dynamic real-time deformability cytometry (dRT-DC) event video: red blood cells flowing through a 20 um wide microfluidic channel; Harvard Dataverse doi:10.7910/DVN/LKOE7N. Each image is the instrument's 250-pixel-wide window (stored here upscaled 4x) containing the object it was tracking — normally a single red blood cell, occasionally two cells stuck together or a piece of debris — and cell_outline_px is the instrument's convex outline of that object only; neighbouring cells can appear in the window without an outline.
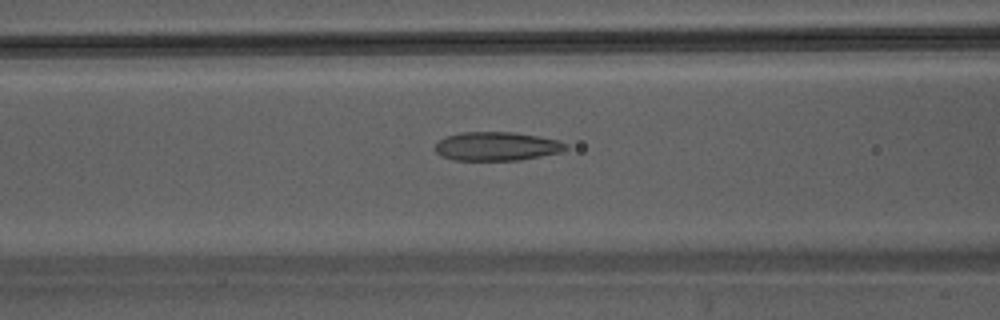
{"species": "Egyptian fruit bat (a non-hibernating species)", "species_latin": "Rousettus aegyptiacus", "temperature_condition": "warm", "stored_images_in_passage": 44, "camera_frame_rate_fps": 3000, "um_per_image_px": 0.085, "animal": {"sex": "male"}, "frame": {"image": 1, "passage_image": 18, "time_ms": 5.667, "image_size_px": [1000, 320], "cell_outline_px": [[568, 148], [560, 152], [520, 160], [456, 160], [440, 156], [432, 148], [440, 140], [448, 136], [460, 132], [512, 132], [560, 140], [568, 144]], "centroid_in_image_um": [42.21, 12.44], "position_along_channel_um": 124.4, "area_um2": 21.91}}
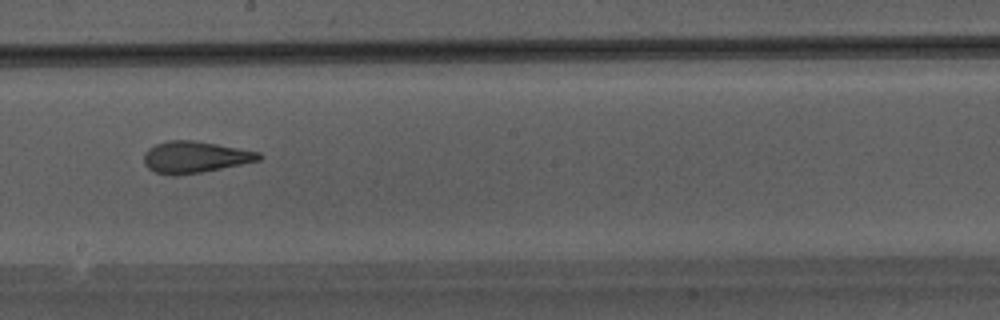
{"frame": {"image": 2, "passage_image": 25, "time_ms": 8.0, "image_size_px": [1000, 320], "cell_outline_px": [[264, 156], [260, 160], [200, 172], [176, 176], [172, 176], [156, 172], [148, 168], [144, 164], [144, 152], [148, 148], [156, 144], [168, 140], [192, 140], [216, 144], [260, 152]], "centroid_in_image_um": [16.54, 13.35], "position_along_channel_um": 231.7, "area_um2": 21.04}}
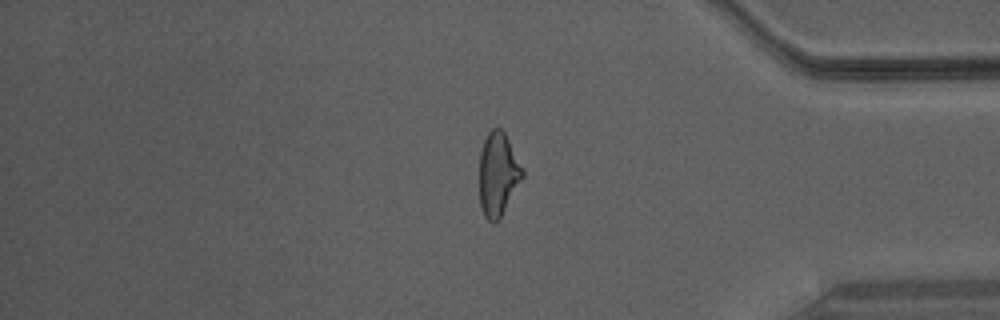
{"frame": {"image": 3, "passage_image": 37, "time_ms": 12.0, "image_size_px": [1000, 320], "cell_outline_px": [[524, 176], [500, 220], [496, 224], [492, 224], [484, 216], [480, 204], [480, 152], [484, 140], [488, 132], [492, 128], [500, 128], [504, 132], [524, 172]], "centroid_in_image_um": [42.33, 14.87], "position_along_channel_um": 392.9, "area_um2": 20.98}}